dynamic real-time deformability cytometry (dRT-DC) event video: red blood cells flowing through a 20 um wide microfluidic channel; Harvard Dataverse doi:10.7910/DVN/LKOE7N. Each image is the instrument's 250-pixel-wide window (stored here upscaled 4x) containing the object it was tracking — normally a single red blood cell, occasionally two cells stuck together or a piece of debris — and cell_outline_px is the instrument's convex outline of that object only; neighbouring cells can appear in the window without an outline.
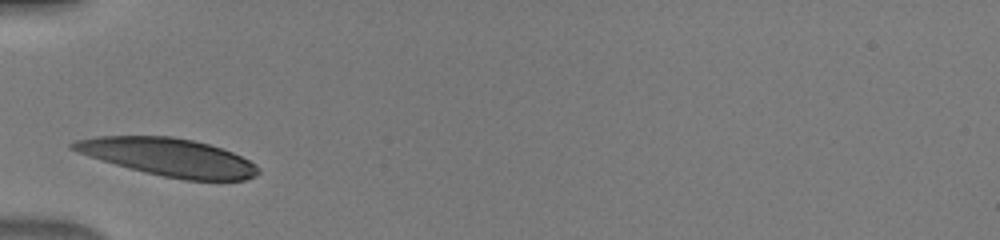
{"species": "human", "species_latin": "Homo sapiens", "temperature_condition": "warm", "stored_images_in_passage": 26, "camera_frame_rate_fps": 3000, "um_per_image_px": 0.085, "donor": {"sex": "male"}, "frame": {"image": 1, "passage_image": 1, "time_ms": 0.0, "image_size_px": [1000, 240], "cell_outline_px": [[260, 172], [256, 176], [244, 180], [184, 180], [144, 172], [88, 156], [76, 152], [68, 148], [68, 144], [76, 140], [96, 136], [172, 136], [192, 140], [208, 144], [232, 152], [248, 160], [260, 168]], "centroid_in_image_um": [14.3, 13.35], "position_along_channel_um": 70.7, "area_um2": 40.63}}
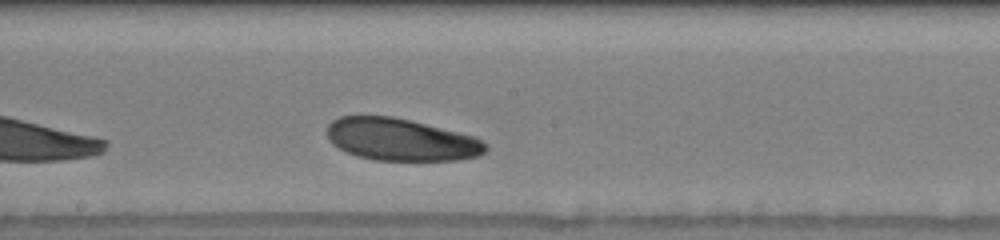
{"frame": {"image": 2, "passage_image": 12, "time_ms": 3.667, "image_size_px": [1000, 240], "cell_outline_px": [[488, 148], [480, 156], [456, 160], [372, 160], [356, 156], [332, 144], [328, 140], [328, 124], [332, 120], [340, 116], [392, 116], [476, 136]], "centroid_in_image_um": [34.07, 11.87], "position_along_channel_um": 214.1, "area_um2": 38.96}}